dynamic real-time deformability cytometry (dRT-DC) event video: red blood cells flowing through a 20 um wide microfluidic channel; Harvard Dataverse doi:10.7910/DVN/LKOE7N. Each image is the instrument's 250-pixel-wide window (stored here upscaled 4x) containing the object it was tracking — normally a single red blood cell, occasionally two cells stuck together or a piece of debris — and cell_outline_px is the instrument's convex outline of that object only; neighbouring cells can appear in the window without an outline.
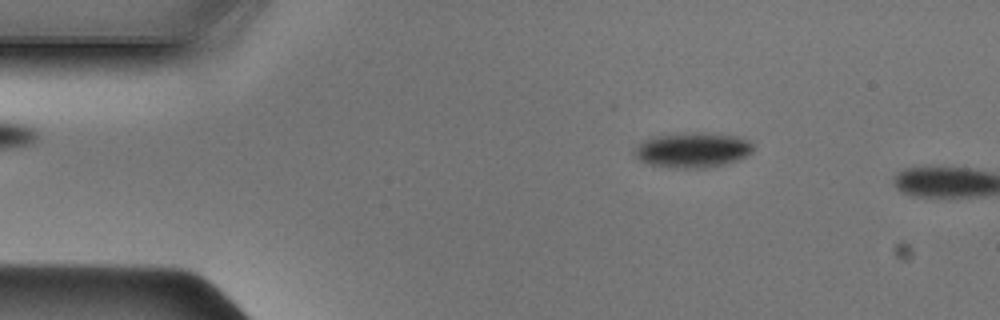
{"species": "Egyptian fruit bat (a non-hibernating species)", "species_latin": "Rousettus aegyptiacus", "temperature_condition": "cold", "stored_images_in_passage": 8, "camera_frame_rate_fps": 3000, "um_per_image_px": 0.085, "animal": {"sex": "male"}, "frame": {"image": 1, "passage_image": 7, "time_ms": 2.0, "image_size_px": [1000, 320], "cell_outline_px": [[752, 152], [748, 156], [724, 164], [708, 168], [676, 168], [648, 164], [640, 160], [632, 152], [632, 148], [644, 140], [652, 136], [684, 132], [712, 132], [736, 136], [748, 140], [752, 144]], "centroid_in_image_um": [58.84, 12.73], "position_along_channel_um": 26.2, "area_um2": 24.74}}